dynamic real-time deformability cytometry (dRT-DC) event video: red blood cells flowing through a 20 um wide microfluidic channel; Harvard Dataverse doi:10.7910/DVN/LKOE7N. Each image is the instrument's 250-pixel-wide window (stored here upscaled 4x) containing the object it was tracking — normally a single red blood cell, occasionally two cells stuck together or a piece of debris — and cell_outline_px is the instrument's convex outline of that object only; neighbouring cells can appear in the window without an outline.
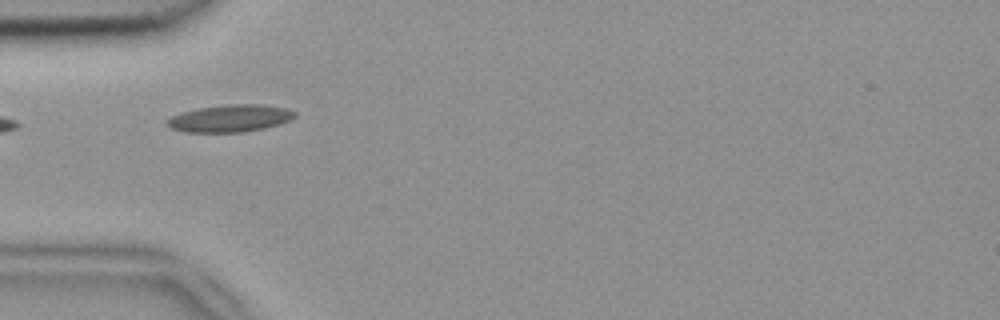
{"species": "common noctule bat (a hibernating species)", "species_latin": "Nyctalus noctula", "temperature_condition": "room temperature", "stored_images_in_passage": 5, "camera_frame_rate_fps": 3000, "um_per_image_px": 0.085, "animal": {"sex": "female", "body_mass_g": 18.4}, "frame": {"image": 1, "passage_image": 4, "time_ms": 1.0, "image_size_px": [1000, 320], "cell_outline_px": [[296, 116], [288, 120], [264, 128], [244, 132], [188, 132], [172, 128], [164, 120], [180, 112], [200, 108], [224, 104], [256, 104], [284, 108], [296, 112]], "centroid_in_image_um": [19.51, 10.05], "position_along_channel_um": 65.5, "area_um2": 20.0}}